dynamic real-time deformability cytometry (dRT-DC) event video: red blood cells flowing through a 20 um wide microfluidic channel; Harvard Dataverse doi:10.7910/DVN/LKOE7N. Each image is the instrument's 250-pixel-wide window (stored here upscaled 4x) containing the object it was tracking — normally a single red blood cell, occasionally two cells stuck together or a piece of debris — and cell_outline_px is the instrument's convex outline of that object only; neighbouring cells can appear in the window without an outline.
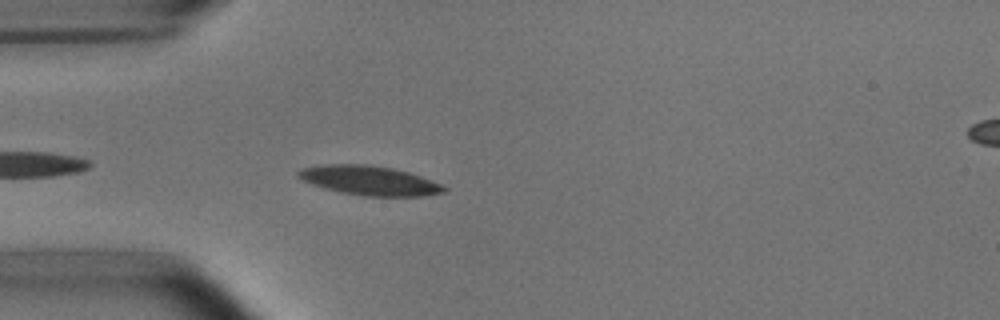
{"species": "common noctule bat (a hibernating species)", "species_latin": "Nyctalus noctula", "temperature_condition": "room temperature", "stored_images_in_passage": 13, "camera_frame_rate_fps": 3000, "um_per_image_px": 0.085, "animal": {"sex": "male", "body_mass_g": 15.6}, "frame": {"image": 1, "passage_image": 3, "time_ms": 0.667, "image_size_px": [1000, 320], "cell_outline_px": [[448, 188], [444, 192], [420, 196], [364, 196], [340, 192], [324, 188], [300, 180], [296, 176], [296, 172], [300, 168], [320, 164], [372, 164], [392, 168], [408, 172], [432, 180]], "centroid_in_image_um": [31.33, 15.33], "position_along_channel_um": 53.7, "area_um2": 25.14}}